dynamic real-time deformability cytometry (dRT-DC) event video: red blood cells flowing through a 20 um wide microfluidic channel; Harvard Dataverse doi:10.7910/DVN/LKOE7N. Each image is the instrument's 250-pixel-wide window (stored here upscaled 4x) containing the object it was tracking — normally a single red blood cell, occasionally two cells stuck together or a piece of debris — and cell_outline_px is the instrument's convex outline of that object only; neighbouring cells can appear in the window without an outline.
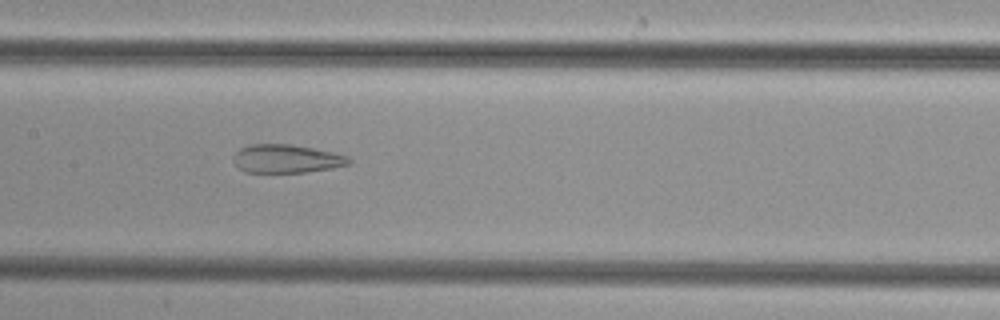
{"species": "common noctule bat (a hibernating species)", "species_latin": "Nyctalus noctula", "temperature_condition": "cold", "stored_images_in_passage": 36, "camera_frame_rate_fps": 3000, "um_per_image_px": 0.085, "animal": {"sex": "female", "body_mass_g": 29.2, "forearm_length_mm": 56.3}, "frame": {"image": 1, "passage_image": 14, "time_ms": 4.333, "image_size_px": [1000, 320], "cell_outline_px": [[352, 164], [332, 168], [304, 172], [244, 172], [232, 160], [232, 156], [240, 148], [248, 144], [288, 144], [312, 148], [332, 152], [348, 156], [352, 160]], "centroid_in_image_um": [24.35, 13.49], "position_along_channel_um": 183.1, "area_um2": 19.13}}
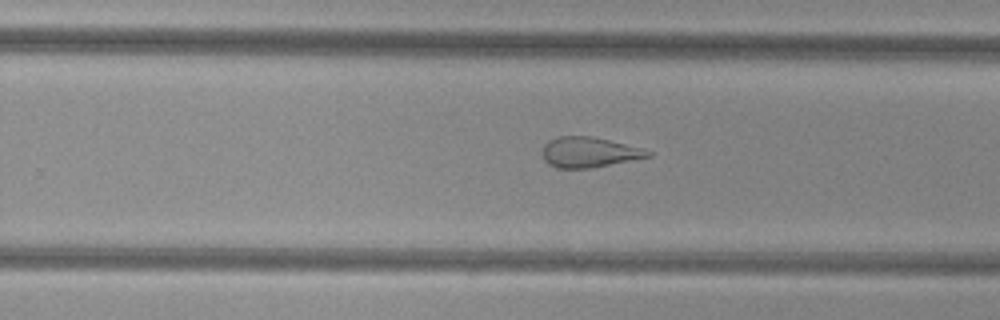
{"frame": {"image": 2, "passage_image": 21, "time_ms": 6.667, "image_size_px": [1000, 320], "cell_outline_px": [[652, 156], [592, 168], [556, 168], [548, 164], [544, 160], [544, 144], [548, 140], [556, 136], [592, 136], [644, 148], [652, 152]], "centroid_in_image_um": [50.08, 12.93], "position_along_channel_um": 279.7, "area_um2": 18.73}}
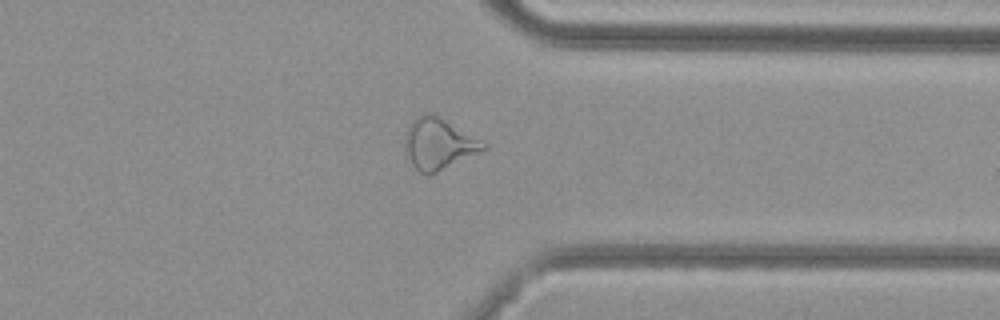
{"frame": {"image": 3, "passage_image": 28, "time_ms": 9.0, "image_size_px": [1000, 320], "cell_outline_px": [[488, 148], [480, 152], [436, 172], [420, 172], [412, 164], [404, 148], [404, 140], [408, 128], [412, 120], [416, 116], [424, 112], [432, 112], [488, 144]], "centroid_in_image_um": [37.28, 12.18], "position_along_channel_um": 374.1, "area_um2": 23.06}}